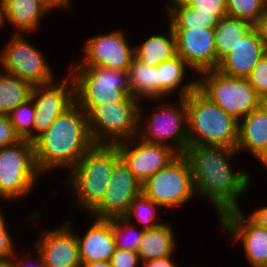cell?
I'll return each mask as SVG.
<instances>
[{
	"instance_id": "f546056e",
	"label": "cell",
	"mask_w": 267,
	"mask_h": 267,
	"mask_svg": "<svg viewBox=\"0 0 267 267\" xmlns=\"http://www.w3.org/2000/svg\"><path fill=\"white\" fill-rule=\"evenodd\" d=\"M159 210H163V208L141 192L131 202L128 211L123 218L131 224L135 223V226H140L139 228L142 230H148L165 222L162 218L157 221V217L159 216L158 213H160ZM134 220H136L137 223Z\"/></svg>"
},
{
	"instance_id": "74e56055",
	"label": "cell",
	"mask_w": 267,
	"mask_h": 267,
	"mask_svg": "<svg viewBox=\"0 0 267 267\" xmlns=\"http://www.w3.org/2000/svg\"><path fill=\"white\" fill-rule=\"evenodd\" d=\"M20 141L8 115H0V148Z\"/></svg>"
},
{
	"instance_id": "836d02e7",
	"label": "cell",
	"mask_w": 267,
	"mask_h": 267,
	"mask_svg": "<svg viewBox=\"0 0 267 267\" xmlns=\"http://www.w3.org/2000/svg\"><path fill=\"white\" fill-rule=\"evenodd\" d=\"M187 7L198 13L213 14L220 21L227 15L226 0H180Z\"/></svg>"
},
{
	"instance_id": "ab89813d",
	"label": "cell",
	"mask_w": 267,
	"mask_h": 267,
	"mask_svg": "<svg viewBox=\"0 0 267 267\" xmlns=\"http://www.w3.org/2000/svg\"><path fill=\"white\" fill-rule=\"evenodd\" d=\"M253 27L267 49V10L258 18Z\"/></svg>"
},
{
	"instance_id": "ee69618b",
	"label": "cell",
	"mask_w": 267,
	"mask_h": 267,
	"mask_svg": "<svg viewBox=\"0 0 267 267\" xmlns=\"http://www.w3.org/2000/svg\"><path fill=\"white\" fill-rule=\"evenodd\" d=\"M255 159L264 167L267 173V147Z\"/></svg>"
},
{
	"instance_id": "277c9868",
	"label": "cell",
	"mask_w": 267,
	"mask_h": 267,
	"mask_svg": "<svg viewBox=\"0 0 267 267\" xmlns=\"http://www.w3.org/2000/svg\"><path fill=\"white\" fill-rule=\"evenodd\" d=\"M188 145H213L236 149L238 120L224 112L198 88L186 97Z\"/></svg>"
},
{
	"instance_id": "7402d4cb",
	"label": "cell",
	"mask_w": 267,
	"mask_h": 267,
	"mask_svg": "<svg viewBox=\"0 0 267 267\" xmlns=\"http://www.w3.org/2000/svg\"><path fill=\"white\" fill-rule=\"evenodd\" d=\"M158 67L159 99H169L175 93L178 98H185L197 88V74L179 55L160 63ZM190 71L194 73V78L189 76ZM190 77L192 79L189 80Z\"/></svg>"
},
{
	"instance_id": "8fae6325",
	"label": "cell",
	"mask_w": 267,
	"mask_h": 267,
	"mask_svg": "<svg viewBox=\"0 0 267 267\" xmlns=\"http://www.w3.org/2000/svg\"><path fill=\"white\" fill-rule=\"evenodd\" d=\"M26 36L29 34H11L2 50L0 48V69L33 86L54 81V68L46 61L48 59L41 49L35 47Z\"/></svg>"
},
{
	"instance_id": "6da1fadb",
	"label": "cell",
	"mask_w": 267,
	"mask_h": 267,
	"mask_svg": "<svg viewBox=\"0 0 267 267\" xmlns=\"http://www.w3.org/2000/svg\"><path fill=\"white\" fill-rule=\"evenodd\" d=\"M238 154L234 148L213 145H188L183 154L191 165L197 198L212 205L218 219L242 209L239 199L252 187L248 171L232 168V159Z\"/></svg>"
},
{
	"instance_id": "d6986e66",
	"label": "cell",
	"mask_w": 267,
	"mask_h": 267,
	"mask_svg": "<svg viewBox=\"0 0 267 267\" xmlns=\"http://www.w3.org/2000/svg\"><path fill=\"white\" fill-rule=\"evenodd\" d=\"M1 2L4 23L13 27L12 34H34L42 24L44 16L52 13V10L60 8V11L65 10L56 0H1Z\"/></svg>"
},
{
	"instance_id": "e575fe53",
	"label": "cell",
	"mask_w": 267,
	"mask_h": 267,
	"mask_svg": "<svg viewBox=\"0 0 267 267\" xmlns=\"http://www.w3.org/2000/svg\"><path fill=\"white\" fill-rule=\"evenodd\" d=\"M247 78L257 95L265 101L267 99V53L258 60L254 70Z\"/></svg>"
},
{
	"instance_id": "7a4b0ae2",
	"label": "cell",
	"mask_w": 267,
	"mask_h": 267,
	"mask_svg": "<svg viewBox=\"0 0 267 267\" xmlns=\"http://www.w3.org/2000/svg\"><path fill=\"white\" fill-rule=\"evenodd\" d=\"M35 161L46 176L64 168L68 172L94 145L86 113L74 102L34 141ZM53 170V171H52Z\"/></svg>"
},
{
	"instance_id": "bcb514c9",
	"label": "cell",
	"mask_w": 267,
	"mask_h": 267,
	"mask_svg": "<svg viewBox=\"0 0 267 267\" xmlns=\"http://www.w3.org/2000/svg\"><path fill=\"white\" fill-rule=\"evenodd\" d=\"M58 1L65 9V11H70L72 8V1L71 0H56Z\"/></svg>"
},
{
	"instance_id": "8992f818",
	"label": "cell",
	"mask_w": 267,
	"mask_h": 267,
	"mask_svg": "<svg viewBox=\"0 0 267 267\" xmlns=\"http://www.w3.org/2000/svg\"><path fill=\"white\" fill-rule=\"evenodd\" d=\"M67 69L74 86V102L85 113L93 106L122 102L131 95L128 71L76 63H70Z\"/></svg>"
},
{
	"instance_id": "f6af8a7d",
	"label": "cell",
	"mask_w": 267,
	"mask_h": 267,
	"mask_svg": "<svg viewBox=\"0 0 267 267\" xmlns=\"http://www.w3.org/2000/svg\"><path fill=\"white\" fill-rule=\"evenodd\" d=\"M4 213L1 212L0 209V232L1 231H9V226H8V220L5 219V215H3Z\"/></svg>"
},
{
	"instance_id": "9c48e42d",
	"label": "cell",
	"mask_w": 267,
	"mask_h": 267,
	"mask_svg": "<svg viewBox=\"0 0 267 267\" xmlns=\"http://www.w3.org/2000/svg\"><path fill=\"white\" fill-rule=\"evenodd\" d=\"M140 103L129 95L122 102L93 106L86 115L94 144L114 145L136 137Z\"/></svg>"
},
{
	"instance_id": "30bf717a",
	"label": "cell",
	"mask_w": 267,
	"mask_h": 267,
	"mask_svg": "<svg viewBox=\"0 0 267 267\" xmlns=\"http://www.w3.org/2000/svg\"><path fill=\"white\" fill-rule=\"evenodd\" d=\"M142 192L165 210L183 207L197 198L189 160L180 154L143 182Z\"/></svg>"
},
{
	"instance_id": "9a60e30c",
	"label": "cell",
	"mask_w": 267,
	"mask_h": 267,
	"mask_svg": "<svg viewBox=\"0 0 267 267\" xmlns=\"http://www.w3.org/2000/svg\"><path fill=\"white\" fill-rule=\"evenodd\" d=\"M31 98L35 109V140L74 103V86L70 75L67 72L66 76L60 80L56 78L46 84L34 85Z\"/></svg>"
},
{
	"instance_id": "ac0fdd59",
	"label": "cell",
	"mask_w": 267,
	"mask_h": 267,
	"mask_svg": "<svg viewBox=\"0 0 267 267\" xmlns=\"http://www.w3.org/2000/svg\"><path fill=\"white\" fill-rule=\"evenodd\" d=\"M177 55L198 75L206 70L217 69V53L214 28H172Z\"/></svg>"
},
{
	"instance_id": "5bb4252c",
	"label": "cell",
	"mask_w": 267,
	"mask_h": 267,
	"mask_svg": "<svg viewBox=\"0 0 267 267\" xmlns=\"http://www.w3.org/2000/svg\"><path fill=\"white\" fill-rule=\"evenodd\" d=\"M243 209L232 210L218 221L230 236L232 245L240 243L249 267H267V229L255 223Z\"/></svg>"
},
{
	"instance_id": "d6a6232c",
	"label": "cell",
	"mask_w": 267,
	"mask_h": 267,
	"mask_svg": "<svg viewBox=\"0 0 267 267\" xmlns=\"http://www.w3.org/2000/svg\"><path fill=\"white\" fill-rule=\"evenodd\" d=\"M227 16L249 22L252 26L267 10V0H226Z\"/></svg>"
},
{
	"instance_id": "603a6c76",
	"label": "cell",
	"mask_w": 267,
	"mask_h": 267,
	"mask_svg": "<svg viewBox=\"0 0 267 267\" xmlns=\"http://www.w3.org/2000/svg\"><path fill=\"white\" fill-rule=\"evenodd\" d=\"M267 147V105L263 102L238 121L236 150L248 152L254 159Z\"/></svg>"
},
{
	"instance_id": "8d00e7d4",
	"label": "cell",
	"mask_w": 267,
	"mask_h": 267,
	"mask_svg": "<svg viewBox=\"0 0 267 267\" xmlns=\"http://www.w3.org/2000/svg\"><path fill=\"white\" fill-rule=\"evenodd\" d=\"M18 252L19 251L16 250L14 256L8 263L7 267H46L37 249L34 248V254L36 253L35 255L31 254V252L28 251L29 254L21 253L22 254L21 256L19 255L20 253Z\"/></svg>"
},
{
	"instance_id": "f35d334b",
	"label": "cell",
	"mask_w": 267,
	"mask_h": 267,
	"mask_svg": "<svg viewBox=\"0 0 267 267\" xmlns=\"http://www.w3.org/2000/svg\"><path fill=\"white\" fill-rule=\"evenodd\" d=\"M16 246L9 231L0 232V263L10 262L16 252Z\"/></svg>"
},
{
	"instance_id": "52a82bcc",
	"label": "cell",
	"mask_w": 267,
	"mask_h": 267,
	"mask_svg": "<svg viewBox=\"0 0 267 267\" xmlns=\"http://www.w3.org/2000/svg\"><path fill=\"white\" fill-rule=\"evenodd\" d=\"M40 176L33 142L20 140L0 148V201L14 204L31 195Z\"/></svg>"
},
{
	"instance_id": "5b68a950",
	"label": "cell",
	"mask_w": 267,
	"mask_h": 267,
	"mask_svg": "<svg viewBox=\"0 0 267 267\" xmlns=\"http://www.w3.org/2000/svg\"><path fill=\"white\" fill-rule=\"evenodd\" d=\"M177 102L163 99H148L159 102L150 114L144 115L145 102L139 106L138 137L147 143L164 144L172 147L179 154H184L188 147V112L185 98ZM144 103V105H143ZM144 107V108H143Z\"/></svg>"
},
{
	"instance_id": "ffe728a7",
	"label": "cell",
	"mask_w": 267,
	"mask_h": 267,
	"mask_svg": "<svg viewBox=\"0 0 267 267\" xmlns=\"http://www.w3.org/2000/svg\"><path fill=\"white\" fill-rule=\"evenodd\" d=\"M265 53L267 49L252 27L220 61L217 70L228 76L247 78Z\"/></svg>"
},
{
	"instance_id": "3957f363",
	"label": "cell",
	"mask_w": 267,
	"mask_h": 267,
	"mask_svg": "<svg viewBox=\"0 0 267 267\" xmlns=\"http://www.w3.org/2000/svg\"><path fill=\"white\" fill-rule=\"evenodd\" d=\"M120 159L115 145L94 144L67 172L63 183L72 194V206L88 214L100 203L114 164Z\"/></svg>"
},
{
	"instance_id": "f1b7e54d",
	"label": "cell",
	"mask_w": 267,
	"mask_h": 267,
	"mask_svg": "<svg viewBox=\"0 0 267 267\" xmlns=\"http://www.w3.org/2000/svg\"><path fill=\"white\" fill-rule=\"evenodd\" d=\"M33 85L0 69V115H8L31 98Z\"/></svg>"
},
{
	"instance_id": "ba28073f",
	"label": "cell",
	"mask_w": 267,
	"mask_h": 267,
	"mask_svg": "<svg viewBox=\"0 0 267 267\" xmlns=\"http://www.w3.org/2000/svg\"><path fill=\"white\" fill-rule=\"evenodd\" d=\"M197 76V88L238 121L263 103L248 78L228 76L217 69Z\"/></svg>"
},
{
	"instance_id": "cb8c5ba5",
	"label": "cell",
	"mask_w": 267,
	"mask_h": 267,
	"mask_svg": "<svg viewBox=\"0 0 267 267\" xmlns=\"http://www.w3.org/2000/svg\"><path fill=\"white\" fill-rule=\"evenodd\" d=\"M169 222L144 230L137 253L141 262L161 259L176 254V235ZM175 235V236H174Z\"/></svg>"
},
{
	"instance_id": "b9f144b4",
	"label": "cell",
	"mask_w": 267,
	"mask_h": 267,
	"mask_svg": "<svg viewBox=\"0 0 267 267\" xmlns=\"http://www.w3.org/2000/svg\"><path fill=\"white\" fill-rule=\"evenodd\" d=\"M247 214L255 223L267 229V205L255 208Z\"/></svg>"
},
{
	"instance_id": "4fadbf2b",
	"label": "cell",
	"mask_w": 267,
	"mask_h": 267,
	"mask_svg": "<svg viewBox=\"0 0 267 267\" xmlns=\"http://www.w3.org/2000/svg\"><path fill=\"white\" fill-rule=\"evenodd\" d=\"M114 145L122 162L141 183L180 155L168 145L147 143L138 136Z\"/></svg>"
},
{
	"instance_id": "e0dca14e",
	"label": "cell",
	"mask_w": 267,
	"mask_h": 267,
	"mask_svg": "<svg viewBox=\"0 0 267 267\" xmlns=\"http://www.w3.org/2000/svg\"><path fill=\"white\" fill-rule=\"evenodd\" d=\"M58 227L40 229L33 247L40 253L46 267H81L79 245L69 218Z\"/></svg>"
},
{
	"instance_id": "60d3db41",
	"label": "cell",
	"mask_w": 267,
	"mask_h": 267,
	"mask_svg": "<svg viewBox=\"0 0 267 267\" xmlns=\"http://www.w3.org/2000/svg\"><path fill=\"white\" fill-rule=\"evenodd\" d=\"M177 258H174V255L161 258V259H154L149 261H144L141 264V267H179L174 262Z\"/></svg>"
},
{
	"instance_id": "7c38bea8",
	"label": "cell",
	"mask_w": 267,
	"mask_h": 267,
	"mask_svg": "<svg viewBox=\"0 0 267 267\" xmlns=\"http://www.w3.org/2000/svg\"><path fill=\"white\" fill-rule=\"evenodd\" d=\"M121 29L101 35L88 37L84 42L82 58L75 63L78 66L103 67L110 70L128 71L134 59V46Z\"/></svg>"
},
{
	"instance_id": "4316f807",
	"label": "cell",
	"mask_w": 267,
	"mask_h": 267,
	"mask_svg": "<svg viewBox=\"0 0 267 267\" xmlns=\"http://www.w3.org/2000/svg\"><path fill=\"white\" fill-rule=\"evenodd\" d=\"M166 3L165 15L172 28H215L218 24L213 14L198 13V10L187 7L180 0H166Z\"/></svg>"
},
{
	"instance_id": "4dcf8cb0",
	"label": "cell",
	"mask_w": 267,
	"mask_h": 267,
	"mask_svg": "<svg viewBox=\"0 0 267 267\" xmlns=\"http://www.w3.org/2000/svg\"><path fill=\"white\" fill-rule=\"evenodd\" d=\"M8 117L20 140L34 141L35 109L32 98L16 106Z\"/></svg>"
},
{
	"instance_id": "7bdbcfd3",
	"label": "cell",
	"mask_w": 267,
	"mask_h": 267,
	"mask_svg": "<svg viewBox=\"0 0 267 267\" xmlns=\"http://www.w3.org/2000/svg\"><path fill=\"white\" fill-rule=\"evenodd\" d=\"M81 267H111L110 261H96L89 263H81Z\"/></svg>"
},
{
	"instance_id": "d4e9b609",
	"label": "cell",
	"mask_w": 267,
	"mask_h": 267,
	"mask_svg": "<svg viewBox=\"0 0 267 267\" xmlns=\"http://www.w3.org/2000/svg\"><path fill=\"white\" fill-rule=\"evenodd\" d=\"M168 26V33H153L134 45V56L137 60L149 66H158L177 56L174 31L170 25Z\"/></svg>"
},
{
	"instance_id": "484cf974",
	"label": "cell",
	"mask_w": 267,
	"mask_h": 267,
	"mask_svg": "<svg viewBox=\"0 0 267 267\" xmlns=\"http://www.w3.org/2000/svg\"><path fill=\"white\" fill-rule=\"evenodd\" d=\"M128 78L131 96L140 101L159 99L158 66H149L134 57L129 66Z\"/></svg>"
},
{
	"instance_id": "d590c367",
	"label": "cell",
	"mask_w": 267,
	"mask_h": 267,
	"mask_svg": "<svg viewBox=\"0 0 267 267\" xmlns=\"http://www.w3.org/2000/svg\"><path fill=\"white\" fill-rule=\"evenodd\" d=\"M111 267H140L142 262L137 252L116 248L110 260Z\"/></svg>"
},
{
	"instance_id": "1f68e13d",
	"label": "cell",
	"mask_w": 267,
	"mask_h": 267,
	"mask_svg": "<svg viewBox=\"0 0 267 267\" xmlns=\"http://www.w3.org/2000/svg\"><path fill=\"white\" fill-rule=\"evenodd\" d=\"M112 230L116 248L137 252L144 230L123 217L112 218Z\"/></svg>"
},
{
	"instance_id": "83f0119b",
	"label": "cell",
	"mask_w": 267,
	"mask_h": 267,
	"mask_svg": "<svg viewBox=\"0 0 267 267\" xmlns=\"http://www.w3.org/2000/svg\"><path fill=\"white\" fill-rule=\"evenodd\" d=\"M253 26L242 19L225 16L214 28L217 53V68L220 61L231 52L240 38Z\"/></svg>"
},
{
	"instance_id": "44dd1931",
	"label": "cell",
	"mask_w": 267,
	"mask_h": 267,
	"mask_svg": "<svg viewBox=\"0 0 267 267\" xmlns=\"http://www.w3.org/2000/svg\"><path fill=\"white\" fill-rule=\"evenodd\" d=\"M90 226L85 233L75 235L79 245L81 263L96 261H110L115 252L116 244L112 230L111 219H98L92 217ZM84 234V235H83Z\"/></svg>"
},
{
	"instance_id": "c3c4849f",
	"label": "cell",
	"mask_w": 267,
	"mask_h": 267,
	"mask_svg": "<svg viewBox=\"0 0 267 267\" xmlns=\"http://www.w3.org/2000/svg\"><path fill=\"white\" fill-rule=\"evenodd\" d=\"M0 267H7V264L0 263Z\"/></svg>"
},
{
	"instance_id": "2e32d148",
	"label": "cell",
	"mask_w": 267,
	"mask_h": 267,
	"mask_svg": "<svg viewBox=\"0 0 267 267\" xmlns=\"http://www.w3.org/2000/svg\"><path fill=\"white\" fill-rule=\"evenodd\" d=\"M142 192V183L119 159L113 167L110 182L100 203L88 214L98 219L123 217L131 202Z\"/></svg>"
},
{
	"instance_id": "7dc6e473",
	"label": "cell",
	"mask_w": 267,
	"mask_h": 267,
	"mask_svg": "<svg viewBox=\"0 0 267 267\" xmlns=\"http://www.w3.org/2000/svg\"><path fill=\"white\" fill-rule=\"evenodd\" d=\"M4 24L5 23H4L3 5L0 0V29L3 28Z\"/></svg>"
}]
</instances>
